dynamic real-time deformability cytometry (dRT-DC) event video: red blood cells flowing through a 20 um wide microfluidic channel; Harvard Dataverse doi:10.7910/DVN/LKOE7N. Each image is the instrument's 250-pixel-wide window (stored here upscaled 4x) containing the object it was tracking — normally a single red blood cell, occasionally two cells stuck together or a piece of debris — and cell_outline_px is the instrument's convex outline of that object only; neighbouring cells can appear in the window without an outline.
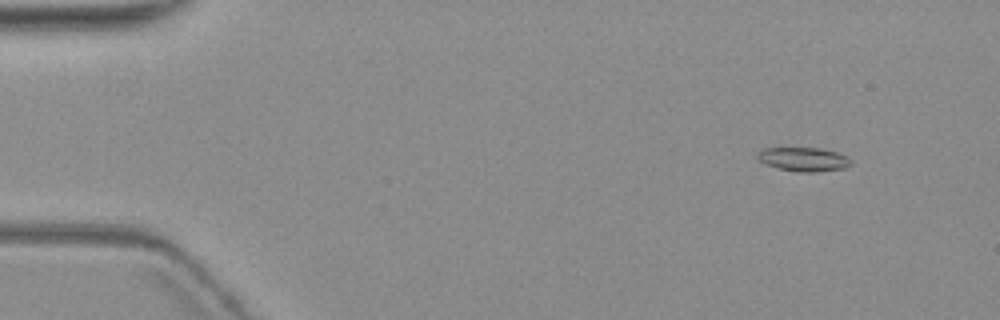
{"species": "common noctule bat (a hibernating species)", "species_latin": "Nyctalus noctula", "temperature_condition": "warm", "stored_images_in_passage": 4, "camera_frame_rate_fps": 3000, "um_per_image_px": 0.085, "animal": {"sex": "female", "body_mass_g": 19.3, "forearm_length_mm": 54.1}, "frame": {"image": 1, "passage_image": 2, "time_ms": 1.333, "image_size_px": [1000, 320], "cell_outline_px": [[852, 164], [844, 168], [816, 172], [800, 172], [780, 168], [764, 164], [756, 156], [764, 148], [820, 148], [836, 152], [848, 156], [852, 160]], "centroid_in_image_um": [68.35, 13.54], "position_along_channel_um": 16.6, "area_um2": 12.95}}